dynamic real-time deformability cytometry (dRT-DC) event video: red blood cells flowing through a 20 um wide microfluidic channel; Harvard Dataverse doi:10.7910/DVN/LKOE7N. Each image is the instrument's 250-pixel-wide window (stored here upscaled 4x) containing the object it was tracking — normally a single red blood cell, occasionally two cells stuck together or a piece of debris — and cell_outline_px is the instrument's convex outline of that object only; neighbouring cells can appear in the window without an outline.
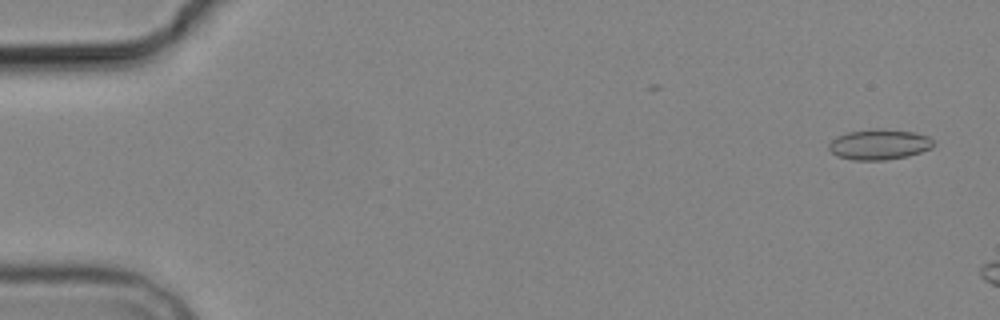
{"species": "common noctule bat (a hibernating species)", "species_latin": "Nyctalus noctula", "temperature_condition": "cold", "stored_images_in_passage": 3, "camera_frame_rate_fps": 3000, "um_per_image_px": 0.085, "animal": {"sex": "male", "body_mass_g": 19.2, "forearm_length_mm": 51.8}, "frame": {"image": 1, "passage_image": 1, "time_ms": 0.0, "image_size_px": [1000, 320], "cell_outline_px": [[932, 148], [908, 156], [884, 160], [852, 160], [836, 156], [828, 148], [828, 144], [836, 136], [848, 132], [916, 132], [928, 136], [932, 140]], "centroid_in_image_um": [74.7, 12.34], "position_along_channel_um": 10.3, "area_um2": 17.63}}